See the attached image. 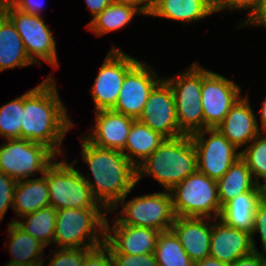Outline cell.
I'll return each instance as SVG.
<instances>
[{"mask_svg":"<svg viewBox=\"0 0 266 266\" xmlns=\"http://www.w3.org/2000/svg\"><path fill=\"white\" fill-rule=\"evenodd\" d=\"M58 93L55 79L50 74L38 86L25 92L21 139L46 145L60 156L63 138L75 124L69 119Z\"/></svg>","mask_w":266,"mask_h":266,"instance_id":"cell-1","label":"cell"},{"mask_svg":"<svg viewBox=\"0 0 266 266\" xmlns=\"http://www.w3.org/2000/svg\"><path fill=\"white\" fill-rule=\"evenodd\" d=\"M81 147L83 161L94 178L91 180L88 174L84 179L95 200L105 211L114 213L121 199L137 185V167L121 151L97 147L84 137H81Z\"/></svg>","mask_w":266,"mask_h":266,"instance_id":"cell-2","label":"cell"},{"mask_svg":"<svg viewBox=\"0 0 266 266\" xmlns=\"http://www.w3.org/2000/svg\"><path fill=\"white\" fill-rule=\"evenodd\" d=\"M197 171V154L192 138L183 135L173 139H165L137 167V182L149 175L156 179L165 190L170 191L185 178Z\"/></svg>","mask_w":266,"mask_h":266,"instance_id":"cell-3","label":"cell"},{"mask_svg":"<svg viewBox=\"0 0 266 266\" xmlns=\"http://www.w3.org/2000/svg\"><path fill=\"white\" fill-rule=\"evenodd\" d=\"M102 210L105 209L65 208L57 210L53 244H56L58 248H97L103 245L108 212H102Z\"/></svg>","mask_w":266,"mask_h":266,"instance_id":"cell-4","label":"cell"},{"mask_svg":"<svg viewBox=\"0 0 266 266\" xmlns=\"http://www.w3.org/2000/svg\"><path fill=\"white\" fill-rule=\"evenodd\" d=\"M52 162L46 168V180L49 188L50 206L56 210L65 208H103L94 198L83 173L62 159Z\"/></svg>","mask_w":266,"mask_h":266,"instance_id":"cell-5","label":"cell"},{"mask_svg":"<svg viewBox=\"0 0 266 266\" xmlns=\"http://www.w3.org/2000/svg\"><path fill=\"white\" fill-rule=\"evenodd\" d=\"M175 216L219 219L217 182L198 170L170 190Z\"/></svg>","mask_w":266,"mask_h":266,"instance_id":"cell-6","label":"cell"},{"mask_svg":"<svg viewBox=\"0 0 266 266\" xmlns=\"http://www.w3.org/2000/svg\"><path fill=\"white\" fill-rule=\"evenodd\" d=\"M198 64L196 61L185 72L165 79L175 98L179 130L189 136L204 130L201 104L202 66Z\"/></svg>","mask_w":266,"mask_h":266,"instance_id":"cell-7","label":"cell"},{"mask_svg":"<svg viewBox=\"0 0 266 266\" xmlns=\"http://www.w3.org/2000/svg\"><path fill=\"white\" fill-rule=\"evenodd\" d=\"M2 12L12 21L34 64H40L44 60L54 69L59 67L56 41L41 15L20 11L7 0H4Z\"/></svg>","mask_w":266,"mask_h":266,"instance_id":"cell-8","label":"cell"},{"mask_svg":"<svg viewBox=\"0 0 266 266\" xmlns=\"http://www.w3.org/2000/svg\"><path fill=\"white\" fill-rule=\"evenodd\" d=\"M128 194L118 203L123 209L113 224H126L168 231L174 223L170 191L137 196L125 202Z\"/></svg>","mask_w":266,"mask_h":266,"instance_id":"cell-9","label":"cell"},{"mask_svg":"<svg viewBox=\"0 0 266 266\" xmlns=\"http://www.w3.org/2000/svg\"><path fill=\"white\" fill-rule=\"evenodd\" d=\"M5 141L0 145V172L16 181L28 179L38 173L42 176L46 168L57 158L50 148L41 143L26 139Z\"/></svg>","mask_w":266,"mask_h":266,"instance_id":"cell-10","label":"cell"},{"mask_svg":"<svg viewBox=\"0 0 266 266\" xmlns=\"http://www.w3.org/2000/svg\"><path fill=\"white\" fill-rule=\"evenodd\" d=\"M191 138L197 154V170L215 181L241 157V151L237 152L238 148L217 128H206L191 135Z\"/></svg>","mask_w":266,"mask_h":266,"instance_id":"cell-11","label":"cell"},{"mask_svg":"<svg viewBox=\"0 0 266 266\" xmlns=\"http://www.w3.org/2000/svg\"><path fill=\"white\" fill-rule=\"evenodd\" d=\"M138 62L115 45L108 52L89 92L96 111L111 110L118 99L126 73Z\"/></svg>","mask_w":266,"mask_h":266,"instance_id":"cell-12","label":"cell"},{"mask_svg":"<svg viewBox=\"0 0 266 266\" xmlns=\"http://www.w3.org/2000/svg\"><path fill=\"white\" fill-rule=\"evenodd\" d=\"M241 88L223 75L202 67L201 104L204 129L216 128L240 97Z\"/></svg>","mask_w":266,"mask_h":266,"instance_id":"cell-13","label":"cell"},{"mask_svg":"<svg viewBox=\"0 0 266 266\" xmlns=\"http://www.w3.org/2000/svg\"><path fill=\"white\" fill-rule=\"evenodd\" d=\"M152 69L150 65L138 61L126 73L117 102L111 110L139 119L150 93L163 79Z\"/></svg>","mask_w":266,"mask_h":266,"instance_id":"cell-14","label":"cell"},{"mask_svg":"<svg viewBox=\"0 0 266 266\" xmlns=\"http://www.w3.org/2000/svg\"><path fill=\"white\" fill-rule=\"evenodd\" d=\"M138 120L166 139L184 135L179 130L173 91L164 78L153 88Z\"/></svg>","mask_w":266,"mask_h":266,"instance_id":"cell-15","label":"cell"},{"mask_svg":"<svg viewBox=\"0 0 266 266\" xmlns=\"http://www.w3.org/2000/svg\"><path fill=\"white\" fill-rule=\"evenodd\" d=\"M160 231L141 226L105 223L104 245L110 253L142 255L154 253Z\"/></svg>","mask_w":266,"mask_h":266,"instance_id":"cell-16","label":"cell"},{"mask_svg":"<svg viewBox=\"0 0 266 266\" xmlns=\"http://www.w3.org/2000/svg\"><path fill=\"white\" fill-rule=\"evenodd\" d=\"M209 256L232 264L240 257L254 251L251 234L226 225L218 218L213 219ZM218 223H217V222Z\"/></svg>","mask_w":266,"mask_h":266,"instance_id":"cell-17","label":"cell"},{"mask_svg":"<svg viewBox=\"0 0 266 266\" xmlns=\"http://www.w3.org/2000/svg\"><path fill=\"white\" fill-rule=\"evenodd\" d=\"M134 120L113 110L96 111L95 127L84 138L97 147L122 151Z\"/></svg>","mask_w":266,"mask_h":266,"instance_id":"cell-18","label":"cell"},{"mask_svg":"<svg viewBox=\"0 0 266 266\" xmlns=\"http://www.w3.org/2000/svg\"><path fill=\"white\" fill-rule=\"evenodd\" d=\"M255 115L248 96H241L216 128L240 149L262 132Z\"/></svg>","mask_w":266,"mask_h":266,"instance_id":"cell-19","label":"cell"},{"mask_svg":"<svg viewBox=\"0 0 266 266\" xmlns=\"http://www.w3.org/2000/svg\"><path fill=\"white\" fill-rule=\"evenodd\" d=\"M211 220L213 219L176 216L171 226V230L178 237L185 252L194 263L209 257L212 233Z\"/></svg>","mask_w":266,"mask_h":266,"instance_id":"cell-20","label":"cell"},{"mask_svg":"<svg viewBox=\"0 0 266 266\" xmlns=\"http://www.w3.org/2000/svg\"><path fill=\"white\" fill-rule=\"evenodd\" d=\"M47 206H50V200L46 170L42 177L17 181L13 199L16 217L20 219Z\"/></svg>","mask_w":266,"mask_h":266,"instance_id":"cell-21","label":"cell"},{"mask_svg":"<svg viewBox=\"0 0 266 266\" xmlns=\"http://www.w3.org/2000/svg\"><path fill=\"white\" fill-rule=\"evenodd\" d=\"M260 201L258 188L237 195L222 207L219 219L228 226L251 234L256 207Z\"/></svg>","mask_w":266,"mask_h":266,"instance_id":"cell-22","label":"cell"},{"mask_svg":"<svg viewBox=\"0 0 266 266\" xmlns=\"http://www.w3.org/2000/svg\"><path fill=\"white\" fill-rule=\"evenodd\" d=\"M33 64L12 21L0 13V72Z\"/></svg>","mask_w":266,"mask_h":266,"instance_id":"cell-23","label":"cell"},{"mask_svg":"<svg viewBox=\"0 0 266 266\" xmlns=\"http://www.w3.org/2000/svg\"><path fill=\"white\" fill-rule=\"evenodd\" d=\"M213 13L211 0H161L148 16L188 23L206 18Z\"/></svg>","mask_w":266,"mask_h":266,"instance_id":"cell-24","label":"cell"},{"mask_svg":"<svg viewBox=\"0 0 266 266\" xmlns=\"http://www.w3.org/2000/svg\"><path fill=\"white\" fill-rule=\"evenodd\" d=\"M165 139L160 133L136 119L132 123L126 144L121 152L135 167H138ZM136 156L138 157L137 159ZM140 158L141 160L139 161Z\"/></svg>","mask_w":266,"mask_h":266,"instance_id":"cell-25","label":"cell"},{"mask_svg":"<svg viewBox=\"0 0 266 266\" xmlns=\"http://www.w3.org/2000/svg\"><path fill=\"white\" fill-rule=\"evenodd\" d=\"M216 182L221 208L237 195L257 188L252 172L241 157Z\"/></svg>","mask_w":266,"mask_h":266,"instance_id":"cell-26","label":"cell"},{"mask_svg":"<svg viewBox=\"0 0 266 266\" xmlns=\"http://www.w3.org/2000/svg\"><path fill=\"white\" fill-rule=\"evenodd\" d=\"M144 15L136 6L119 1H113L87 25L89 31L97 37L118 29L130 23L135 15Z\"/></svg>","mask_w":266,"mask_h":266,"instance_id":"cell-27","label":"cell"},{"mask_svg":"<svg viewBox=\"0 0 266 266\" xmlns=\"http://www.w3.org/2000/svg\"><path fill=\"white\" fill-rule=\"evenodd\" d=\"M9 263H33L44 261V248L40 241L20 229L14 222L8 225Z\"/></svg>","mask_w":266,"mask_h":266,"instance_id":"cell-28","label":"cell"},{"mask_svg":"<svg viewBox=\"0 0 266 266\" xmlns=\"http://www.w3.org/2000/svg\"><path fill=\"white\" fill-rule=\"evenodd\" d=\"M56 217L57 210L52 206H47L23 216L21 221L13 219L11 223L14 222L24 232L48 246L53 243Z\"/></svg>","mask_w":266,"mask_h":266,"instance_id":"cell-29","label":"cell"},{"mask_svg":"<svg viewBox=\"0 0 266 266\" xmlns=\"http://www.w3.org/2000/svg\"><path fill=\"white\" fill-rule=\"evenodd\" d=\"M154 256L158 266H194V262L171 229L160 232Z\"/></svg>","mask_w":266,"mask_h":266,"instance_id":"cell-30","label":"cell"},{"mask_svg":"<svg viewBox=\"0 0 266 266\" xmlns=\"http://www.w3.org/2000/svg\"><path fill=\"white\" fill-rule=\"evenodd\" d=\"M24 109V94L0 107V136L21 139V119Z\"/></svg>","mask_w":266,"mask_h":266,"instance_id":"cell-31","label":"cell"},{"mask_svg":"<svg viewBox=\"0 0 266 266\" xmlns=\"http://www.w3.org/2000/svg\"><path fill=\"white\" fill-rule=\"evenodd\" d=\"M257 135L249 145L241 150V158L246 162L255 181L266 176V134Z\"/></svg>","mask_w":266,"mask_h":266,"instance_id":"cell-32","label":"cell"},{"mask_svg":"<svg viewBox=\"0 0 266 266\" xmlns=\"http://www.w3.org/2000/svg\"><path fill=\"white\" fill-rule=\"evenodd\" d=\"M94 248L53 249L48 266H83L85 256ZM55 250V251H54Z\"/></svg>","mask_w":266,"mask_h":266,"instance_id":"cell-33","label":"cell"},{"mask_svg":"<svg viewBox=\"0 0 266 266\" xmlns=\"http://www.w3.org/2000/svg\"><path fill=\"white\" fill-rule=\"evenodd\" d=\"M17 181L12 177L0 172V223L6 211L13 209L14 190Z\"/></svg>","mask_w":266,"mask_h":266,"instance_id":"cell-34","label":"cell"},{"mask_svg":"<svg viewBox=\"0 0 266 266\" xmlns=\"http://www.w3.org/2000/svg\"><path fill=\"white\" fill-rule=\"evenodd\" d=\"M115 266H158L154 253L129 255L111 253Z\"/></svg>","mask_w":266,"mask_h":266,"instance_id":"cell-35","label":"cell"},{"mask_svg":"<svg viewBox=\"0 0 266 266\" xmlns=\"http://www.w3.org/2000/svg\"><path fill=\"white\" fill-rule=\"evenodd\" d=\"M211 5L214 13H218L220 10H236L248 9L247 13L250 18L257 9V0H211Z\"/></svg>","mask_w":266,"mask_h":266,"instance_id":"cell-36","label":"cell"},{"mask_svg":"<svg viewBox=\"0 0 266 266\" xmlns=\"http://www.w3.org/2000/svg\"><path fill=\"white\" fill-rule=\"evenodd\" d=\"M259 233L260 239L262 243V255H265L266 253V202L260 201L259 204L256 207L255 215H254V229L251 233L252 238V245L254 248V251H257V246L255 244L254 240V234Z\"/></svg>","mask_w":266,"mask_h":266,"instance_id":"cell-37","label":"cell"},{"mask_svg":"<svg viewBox=\"0 0 266 266\" xmlns=\"http://www.w3.org/2000/svg\"><path fill=\"white\" fill-rule=\"evenodd\" d=\"M83 266H115L109 249L103 244L92 249L84 258Z\"/></svg>","mask_w":266,"mask_h":266,"instance_id":"cell-38","label":"cell"},{"mask_svg":"<svg viewBox=\"0 0 266 266\" xmlns=\"http://www.w3.org/2000/svg\"><path fill=\"white\" fill-rule=\"evenodd\" d=\"M241 26H258L266 28V0H257V9L253 15L248 18L244 23L239 24Z\"/></svg>","mask_w":266,"mask_h":266,"instance_id":"cell-39","label":"cell"},{"mask_svg":"<svg viewBox=\"0 0 266 266\" xmlns=\"http://www.w3.org/2000/svg\"><path fill=\"white\" fill-rule=\"evenodd\" d=\"M13 7L28 14L42 15L43 2L40 0H7Z\"/></svg>","mask_w":266,"mask_h":266,"instance_id":"cell-40","label":"cell"},{"mask_svg":"<svg viewBox=\"0 0 266 266\" xmlns=\"http://www.w3.org/2000/svg\"><path fill=\"white\" fill-rule=\"evenodd\" d=\"M261 264V253L259 250L253 251L249 255L240 257L231 266H260Z\"/></svg>","mask_w":266,"mask_h":266,"instance_id":"cell-41","label":"cell"},{"mask_svg":"<svg viewBox=\"0 0 266 266\" xmlns=\"http://www.w3.org/2000/svg\"><path fill=\"white\" fill-rule=\"evenodd\" d=\"M114 0H85L87 7L89 8L92 19L101 13L106 7H108Z\"/></svg>","mask_w":266,"mask_h":266,"instance_id":"cell-42","label":"cell"},{"mask_svg":"<svg viewBox=\"0 0 266 266\" xmlns=\"http://www.w3.org/2000/svg\"><path fill=\"white\" fill-rule=\"evenodd\" d=\"M114 1H119V2H123L126 4H131L133 6H136L146 16L150 14L149 0H114Z\"/></svg>","mask_w":266,"mask_h":266,"instance_id":"cell-43","label":"cell"},{"mask_svg":"<svg viewBox=\"0 0 266 266\" xmlns=\"http://www.w3.org/2000/svg\"><path fill=\"white\" fill-rule=\"evenodd\" d=\"M194 266H231L212 257H206L194 263Z\"/></svg>","mask_w":266,"mask_h":266,"instance_id":"cell-44","label":"cell"},{"mask_svg":"<svg viewBox=\"0 0 266 266\" xmlns=\"http://www.w3.org/2000/svg\"><path fill=\"white\" fill-rule=\"evenodd\" d=\"M262 108L260 109V118H261V124H262V129L263 130V133H266V97H265V100H263V105L261 106Z\"/></svg>","mask_w":266,"mask_h":266,"instance_id":"cell-45","label":"cell"},{"mask_svg":"<svg viewBox=\"0 0 266 266\" xmlns=\"http://www.w3.org/2000/svg\"><path fill=\"white\" fill-rule=\"evenodd\" d=\"M264 184H260V182L257 183V188L260 194V198L262 201L266 202V176H264L263 178Z\"/></svg>","mask_w":266,"mask_h":266,"instance_id":"cell-46","label":"cell"},{"mask_svg":"<svg viewBox=\"0 0 266 266\" xmlns=\"http://www.w3.org/2000/svg\"><path fill=\"white\" fill-rule=\"evenodd\" d=\"M43 261H37L33 263H7L5 266H43Z\"/></svg>","mask_w":266,"mask_h":266,"instance_id":"cell-47","label":"cell"},{"mask_svg":"<svg viewBox=\"0 0 266 266\" xmlns=\"http://www.w3.org/2000/svg\"><path fill=\"white\" fill-rule=\"evenodd\" d=\"M161 0H149L150 3V13L152 11V8Z\"/></svg>","mask_w":266,"mask_h":266,"instance_id":"cell-48","label":"cell"},{"mask_svg":"<svg viewBox=\"0 0 266 266\" xmlns=\"http://www.w3.org/2000/svg\"><path fill=\"white\" fill-rule=\"evenodd\" d=\"M260 266H266V255L261 254V264Z\"/></svg>","mask_w":266,"mask_h":266,"instance_id":"cell-49","label":"cell"},{"mask_svg":"<svg viewBox=\"0 0 266 266\" xmlns=\"http://www.w3.org/2000/svg\"><path fill=\"white\" fill-rule=\"evenodd\" d=\"M3 3H4V0H0V13H2Z\"/></svg>","mask_w":266,"mask_h":266,"instance_id":"cell-50","label":"cell"}]
</instances>
